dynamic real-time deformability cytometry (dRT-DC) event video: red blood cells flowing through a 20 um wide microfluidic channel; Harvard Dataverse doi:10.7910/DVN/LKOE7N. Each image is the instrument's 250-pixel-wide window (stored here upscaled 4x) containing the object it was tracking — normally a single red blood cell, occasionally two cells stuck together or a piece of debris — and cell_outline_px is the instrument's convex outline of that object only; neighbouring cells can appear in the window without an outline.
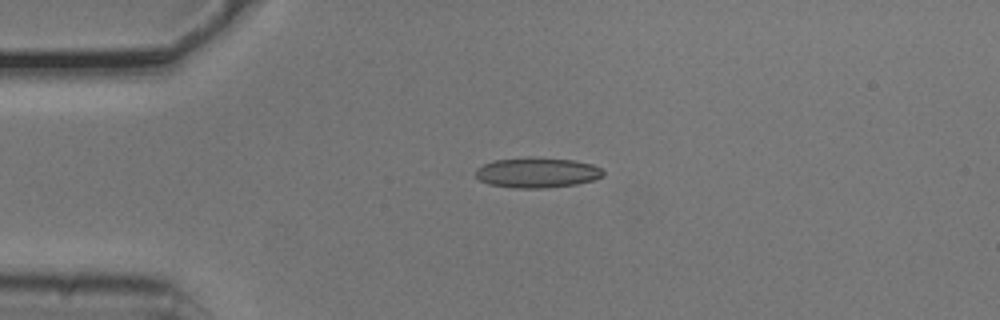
{"species": "common noctule bat (a hibernating species)", "species_latin": "Nyctalus noctula", "temperature_condition": "cold", "stored_images_in_passage": 5, "camera_frame_rate_fps": 3000, "um_per_image_px": 0.085, "animal": {"sex": "male", "body_mass_g": 20.5, "forearm_length_mm": 52.5}, "frame": {"image": 1, "passage_image": 4, "time_ms": 1.0, "image_size_px": [1000, 320], "cell_outline_px": [[604, 176], [592, 180], [576, 184], [544, 188], [516, 188], [488, 184], [480, 180], [476, 176], [476, 168], [492, 160], [528, 156], [532, 156], [572, 160], [592, 164], [600, 168], [604, 172]], "centroid_in_image_um": [45.63, 14.65], "position_along_channel_um": 39.4, "area_um2": 22.66}}